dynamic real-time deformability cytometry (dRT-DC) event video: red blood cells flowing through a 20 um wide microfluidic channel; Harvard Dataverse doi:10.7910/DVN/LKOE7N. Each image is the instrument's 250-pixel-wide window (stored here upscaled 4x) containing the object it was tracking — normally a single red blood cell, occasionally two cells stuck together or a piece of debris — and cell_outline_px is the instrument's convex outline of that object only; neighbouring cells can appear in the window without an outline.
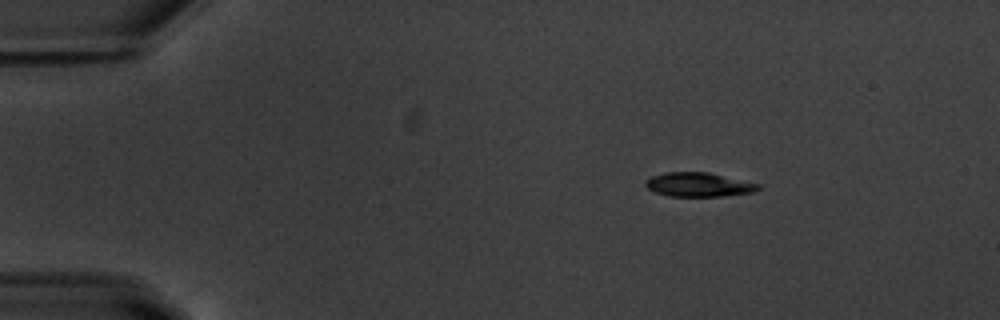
{"species": "common noctule bat (a hibernating species)", "species_latin": "Nyctalus noctula", "temperature_condition": "warm", "stored_images_in_passage": 46, "camera_frame_rate_fps": 3000, "um_per_image_px": 0.085, "animal": {"sex": "male", "body_mass_g": 20.1, "forearm_length_mm": 53.5}, "frame": {"image": 1, "passage_image": 1, "time_ms": 0.0, "image_size_px": [1000, 320], "cell_outline_px": [[760, 188], [756, 192], [720, 196], [668, 196], [656, 192], [648, 188], [644, 184], [644, 180], [652, 176], [664, 172], [708, 172], [760, 184]], "centroid_in_image_um": [59.37, 15.69], "position_along_channel_um": 25.6, "area_um2": 15.84}}
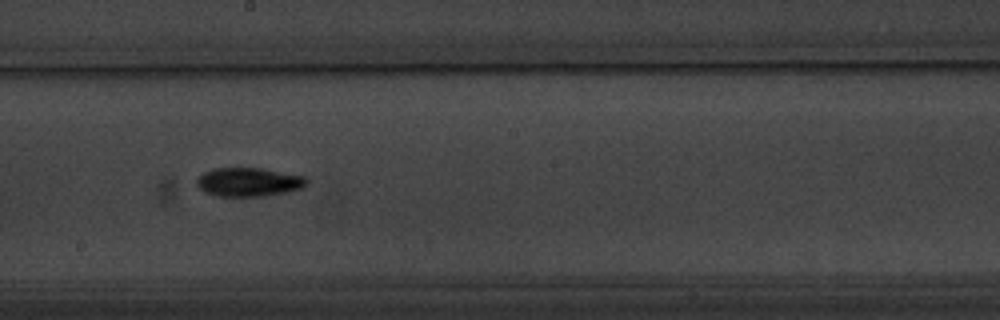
{"frame": {"image": 2, "passage_image": 23, "time_ms": 7.333, "image_size_px": [1000, 320], "cell_outline_px": [[308, 184], [300, 188], [288, 192], [264, 196], [216, 196], [200, 188], [196, 184], [196, 180], [204, 172], [216, 168], [260, 168], [304, 176], [308, 180]], "centroid_in_image_um": [21.16, 15.47], "position_along_channel_um": 227.0, "area_um2": 18.26}}
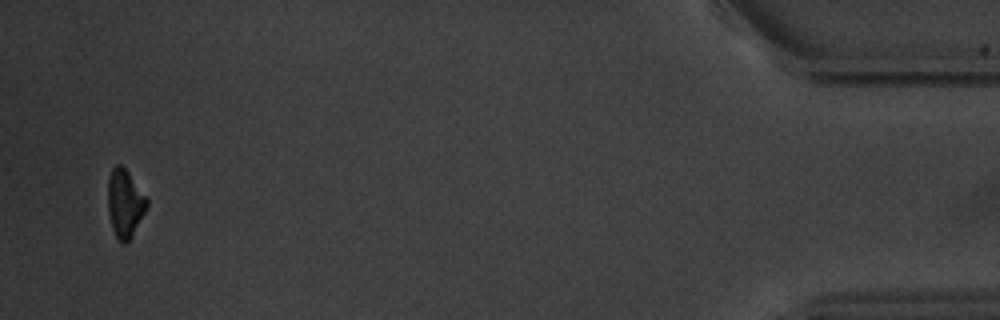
{"frame": {"image": 3, "passage_image": 45, "time_ms": 14.667, "image_size_px": [1000, 320], "cell_outline_px": [[148, 208], [132, 236], [124, 244], [116, 236], [112, 228], [108, 208], [108, 176], [112, 168], [116, 164], [120, 164], [128, 172], [148, 200]], "centroid_in_image_um": [10.62, 17.27], "position_along_channel_um": 424.6, "area_um2": 15.32}, "authors_computed_cell_mechanics": {"area_um2": 16.8487, "velocity_mm_per_s": 3.7688, "shape_relaxation_time_tau1_ms": 2.4473, "shape_relaxation_time_tau2_ms": null, "deformation_change_tau1": 0.1275, "deformation_change_tau2": null}}